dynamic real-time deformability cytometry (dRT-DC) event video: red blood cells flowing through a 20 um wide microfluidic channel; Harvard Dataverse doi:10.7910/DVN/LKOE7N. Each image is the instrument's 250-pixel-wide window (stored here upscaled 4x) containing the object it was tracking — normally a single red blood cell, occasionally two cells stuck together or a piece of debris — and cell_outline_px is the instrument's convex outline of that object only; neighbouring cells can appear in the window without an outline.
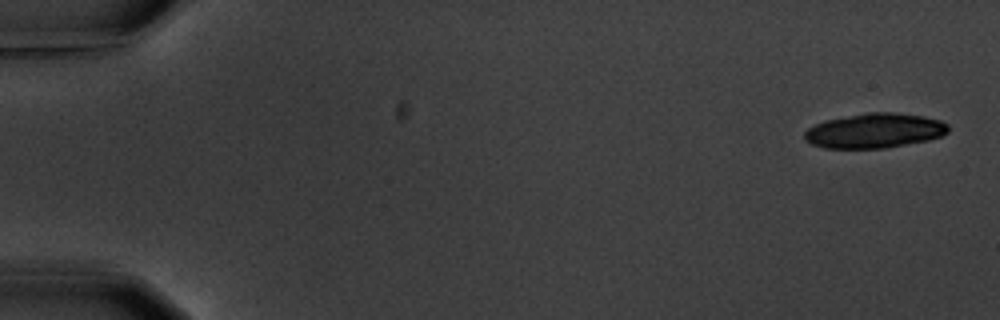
{"species": "common noctule bat (a hibernating species)", "species_latin": "Nyctalus noctula", "temperature_condition": "warm", "stored_images_in_passage": 11, "camera_frame_rate_fps": 3000, "um_per_image_px": 0.085, "animal": {"sex": "male", "body_mass_g": 20.1, "forearm_length_mm": 53.5}, "frame": {"image": 1, "passage_image": 1, "time_ms": 0.0, "image_size_px": [1000, 320], "cell_outline_px": [[948, 132], [940, 136], [928, 140], [884, 148], [824, 148], [812, 144], [804, 140], [804, 132], [808, 128], [824, 120], [868, 112], [892, 112], [924, 116], [940, 120], [948, 124]], "centroid_in_image_um": [74.32, 11.1], "position_along_channel_um": 10.7, "area_um2": 29.07}}